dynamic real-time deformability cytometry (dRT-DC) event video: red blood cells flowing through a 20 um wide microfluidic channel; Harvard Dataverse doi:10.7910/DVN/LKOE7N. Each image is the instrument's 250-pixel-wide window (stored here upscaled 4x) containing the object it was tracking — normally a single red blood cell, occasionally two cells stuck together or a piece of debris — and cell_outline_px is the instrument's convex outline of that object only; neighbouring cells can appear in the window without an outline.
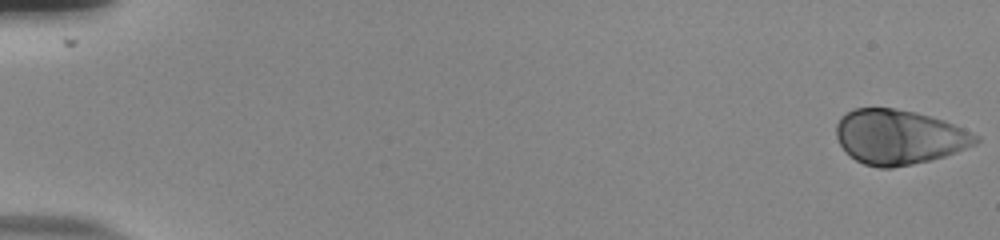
{"species": "human", "species_latin": "Homo sapiens", "temperature_condition": "room temperature", "stored_images_in_passage": 54, "camera_frame_rate_fps": 3000, "um_per_image_px": 0.085, "donor": {"sex": "male"}, "frame": {"image": 1, "passage_image": 1, "time_ms": 0.0, "image_size_px": [1000, 240], "cell_outline_px": [[980, 140], [976, 144], [956, 152], [944, 156], [912, 164], [892, 168], [880, 168], [864, 164], [856, 160], [840, 144], [836, 136], [836, 124], [840, 116], [852, 108], [896, 108], [916, 112], [944, 120], [980, 136]], "centroid_in_image_um": [76.4, 11.63], "position_along_channel_um": 8.6, "area_um2": 44.39}}
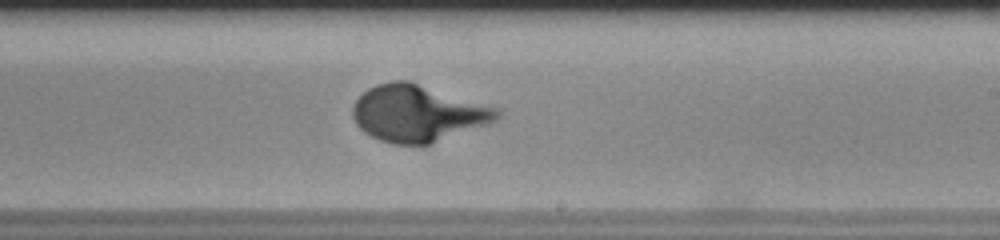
{"frame": {"image": 2, "passage_image": 34, "time_ms": 11.0, "image_size_px": [1000, 240], "cell_outline_px": [[500, 116], [496, 120], [488, 124], [424, 148], [392, 144], [380, 140], [364, 132], [356, 124], [352, 116], [352, 108], [356, 100], [368, 88], [376, 84], [392, 80], [408, 80], [500, 108]], "centroid_in_image_um": [35.53, 9.67], "position_along_channel_um": 253.5, "area_um2": 48.67}}
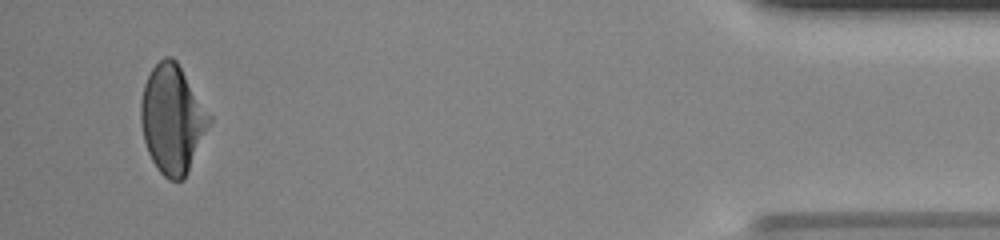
{"frame": {"image": 3, "passage_image": 52, "time_ms": 17.0, "image_size_px": [1000, 240], "cell_outline_px": [[212, 120], [188, 172], [184, 180], [168, 180], [156, 168], [148, 152], [144, 140], [140, 124], [140, 104], [144, 84], [152, 68], [164, 56], [172, 56], [176, 60], [212, 116]], "centroid_in_image_um": [14.65, 10.13], "position_along_channel_um": 420.6, "area_um2": 43.29}}